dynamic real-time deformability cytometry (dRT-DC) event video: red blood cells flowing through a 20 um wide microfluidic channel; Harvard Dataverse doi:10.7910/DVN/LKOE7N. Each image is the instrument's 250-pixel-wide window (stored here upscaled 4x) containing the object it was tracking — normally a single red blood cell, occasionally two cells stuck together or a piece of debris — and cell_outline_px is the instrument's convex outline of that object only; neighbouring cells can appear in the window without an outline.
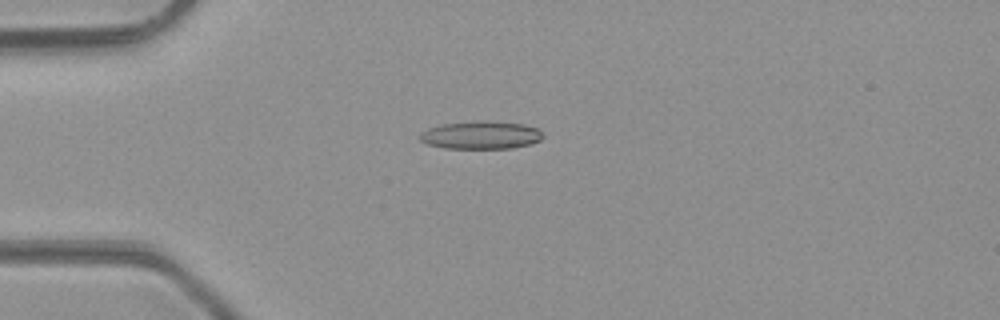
{"species": "common noctule bat (a hibernating species)", "species_latin": "Nyctalus noctula", "temperature_condition": "room temperature", "stored_images_in_passage": 48, "camera_frame_rate_fps": 3000, "um_per_image_px": 0.085, "animal": {"sex": "male", "body_mass_g": 23.1, "forearm_length_mm": 52.7}, "frame": {"image": 1, "passage_image": 12, "time_ms": 3.667, "image_size_px": [1000, 320], "cell_outline_px": [[544, 136], [540, 140], [532, 144], [512, 148], [444, 148], [428, 144], [420, 140], [416, 136], [420, 132], [428, 128], [440, 124], [472, 120], [484, 120], [524, 124], [540, 128]], "centroid_in_image_um": [40.87, 11.46], "position_along_channel_um": 44.1, "area_um2": 20.52}}
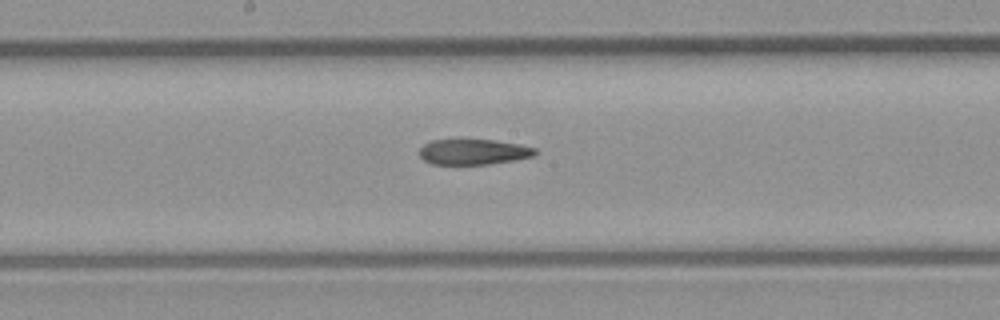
{"frame": {"image": 2, "passage_image": 25, "time_ms": 8.0, "image_size_px": [1000, 320], "cell_outline_px": [[536, 152], [532, 156], [516, 160], [488, 164], [432, 164], [424, 160], [420, 156], [420, 148], [424, 144], [432, 140], [496, 140], [520, 144], [536, 148]], "centroid_in_image_um": [40.25, 12.91], "position_along_channel_um": 207.9, "area_um2": 17.11}}
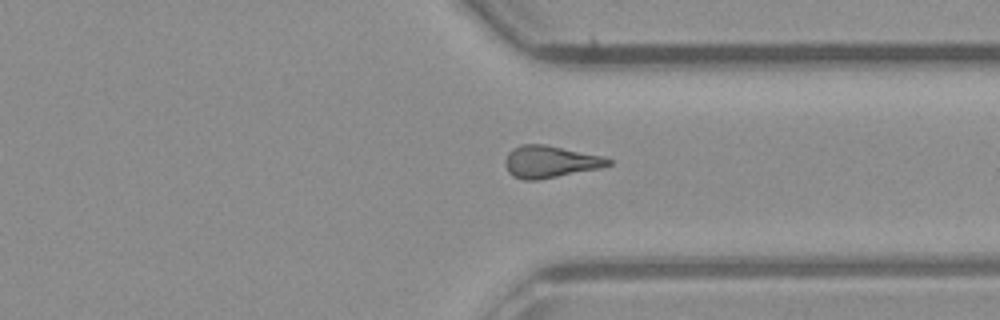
{"frame": {"image": 3, "passage_image": 36, "time_ms": 11.667, "image_size_px": [1000, 320], "cell_outline_px": [[612, 164], [600, 168], [536, 180], [524, 180], [512, 176], [508, 172], [504, 164], [504, 160], [508, 152], [512, 148], [520, 144], [544, 144], [604, 156], [612, 160]], "centroid_in_image_um": [46.73, 13.74], "position_along_channel_um": 364.7, "area_um2": 19.36}, "authors_computed_cell_mechanics": {"area_um2": 18.9006, "velocity_mm_per_s": 4.291, "shape_relaxation_time_tau1_ms": null, "shape_relaxation_time_tau2_ms": 7.0305, "deformation_change_tau1": null, "deformation_change_tau2": 0.2142}}